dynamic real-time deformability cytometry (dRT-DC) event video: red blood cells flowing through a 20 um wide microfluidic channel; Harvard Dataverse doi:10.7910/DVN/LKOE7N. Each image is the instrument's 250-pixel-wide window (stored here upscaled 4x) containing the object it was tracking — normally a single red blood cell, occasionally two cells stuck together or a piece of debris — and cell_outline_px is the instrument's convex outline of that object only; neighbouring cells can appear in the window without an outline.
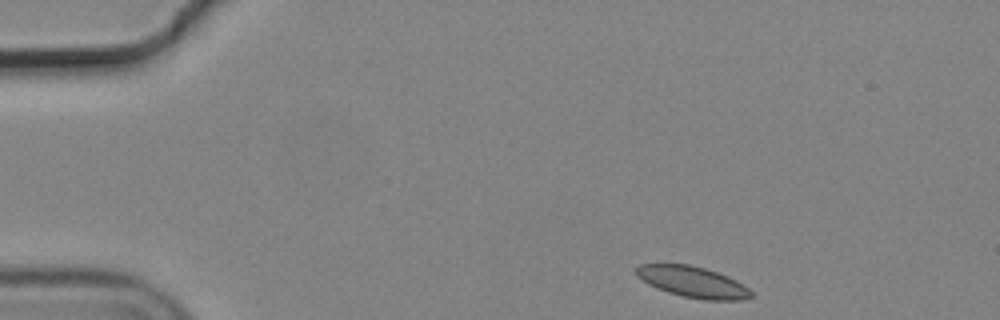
{"species": "common noctule bat (a hibernating species)", "species_latin": "Nyctalus noctula", "temperature_condition": "cold", "stored_images_in_passage": 48, "camera_frame_rate_fps": 3000, "um_per_image_px": 0.085, "animal": {"sex": "male", "body_mass_g": 19.2, "forearm_length_mm": 51.8}, "frame": {"image": 1, "passage_image": 1, "time_ms": 0.0, "image_size_px": [1000, 320], "cell_outline_px": [[752, 296], [740, 300], [704, 300], [684, 296], [668, 292], [648, 284], [636, 276], [636, 268], [640, 264], [688, 264], [704, 268], [728, 276], [736, 280], [748, 288], [752, 292]], "centroid_in_image_um": [58.87, 23.96], "position_along_channel_um": 26.1, "area_um2": 20.58}}
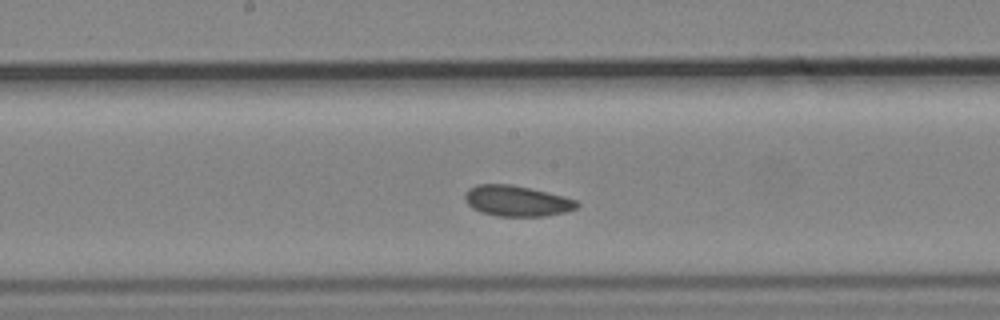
{"frame": {"image": 2, "passage_image": 22, "time_ms": 7.0, "image_size_px": [1000, 320], "cell_outline_px": [[580, 204], [576, 208], [564, 212], [544, 216], [496, 216], [480, 212], [472, 208], [464, 200], [464, 192], [468, 188], [476, 184], [512, 184], [564, 196], [576, 200]], "centroid_in_image_um": [43.88, 17.07], "position_along_channel_um": 204.3, "area_um2": 20.17}}
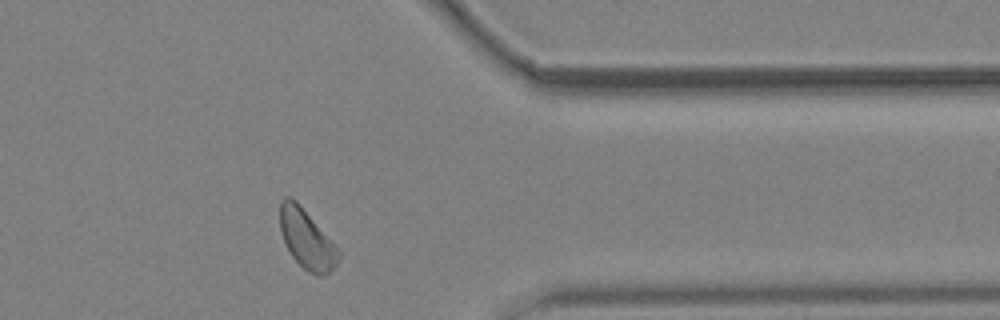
{"frame": {"image": 3, "passage_image": 38, "time_ms": 12.333, "image_size_px": [1000, 320], "cell_outline_px": [[340, 260], [324, 276], [320, 276], [308, 272], [292, 256], [280, 232], [280, 200], [284, 196], [288, 196], [296, 200], [300, 204], [340, 252]], "centroid_in_image_um": [26.04, 20.31], "position_along_channel_um": 385.4, "area_um2": 19.83}, "authors_computed_cell_mechanics": {"area_um2": 20.3745, "velocity_mm_per_s": 3.6412, "shape_relaxation_time_tau1_ms": 6.2617, "shape_relaxation_time_tau2_ms": 4.2055, "deformation_change_tau1": 0.072, "deformation_change_tau2": 0.0754}}